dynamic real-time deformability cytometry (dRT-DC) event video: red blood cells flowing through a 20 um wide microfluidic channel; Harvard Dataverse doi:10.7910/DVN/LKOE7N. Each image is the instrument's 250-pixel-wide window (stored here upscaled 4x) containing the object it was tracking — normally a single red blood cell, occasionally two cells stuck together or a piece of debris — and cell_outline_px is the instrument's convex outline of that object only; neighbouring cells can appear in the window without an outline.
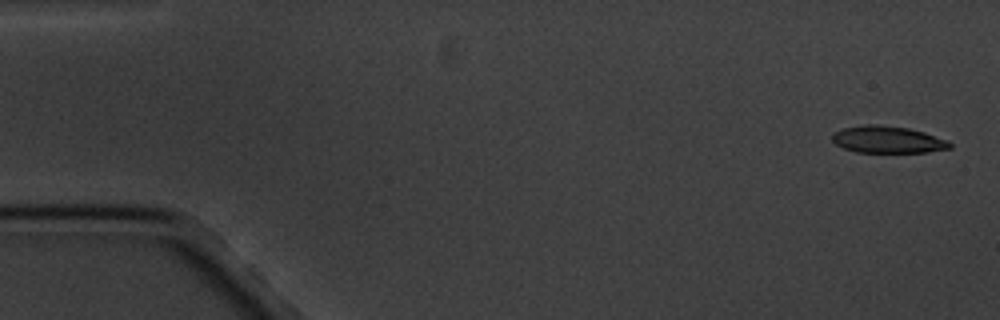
{"species": "common noctule bat (a hibernating species)", "species_latin": "Nyctalus noctula", "temperature_condition": "cold", "stored_images_in_passage": 6, "camera_frame_rate_fps": 3000, "um_per_image_px": 0.085, "animal": {"sex": "male", "body_mass_g": 20.1, "forearm_length_mm": 53.5}, "frame": {"image": 1, "passage_image": 1, "time_ms": 0.0, "image_size_px": [1000, 320], "cell_outline_px": [[952, 148], [928, 152], [856, 152], [844, 148], [836, 144], [832, 140], [832, 136], [836, 132], [844, 128], [864, 124], [876, 124], [908, 128], [924, 132], [948, 140], [952, 144]], "centroid_in_image_um": [75.48, 11.86], "position_along_channel_um": 9.5, "area_um2": 18.44}}
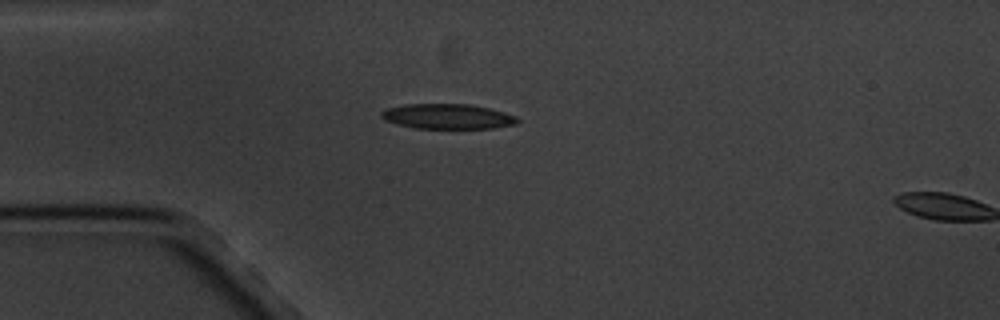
{"frame": {"image": 2, "passage_image": 5, "time_ms": 4.333, "image_size_px": [1000, 320], "cell_outline_px": [[520, 120], [516, 124], [492, 128], [416, 128], [396, 124], [384, 120], [380, 116], [380, 112], [384, 108], [404, 104], [472, 104], [504, 112], [516, 116]], "centroid_in_image_um": [38.0, 9.89], "position_along_channel_um": 47.0, "area_um2": 20.0}}